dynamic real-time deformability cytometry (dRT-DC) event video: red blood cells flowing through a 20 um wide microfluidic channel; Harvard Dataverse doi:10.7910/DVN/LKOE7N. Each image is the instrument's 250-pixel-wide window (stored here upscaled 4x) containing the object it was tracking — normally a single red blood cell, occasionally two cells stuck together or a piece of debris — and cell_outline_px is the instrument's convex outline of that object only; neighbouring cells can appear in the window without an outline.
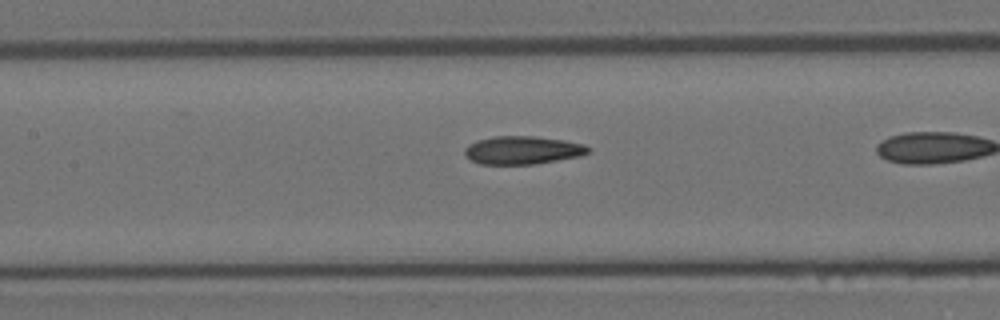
{"species": "Egyptian fruit bat (a non-hibernating species)", "species_latin": "Rousettus aegyptiacus", "temperature_condition": "room temperature", "stored_images_in_passage": 36, "camera_frame_rate_fps": 3000, "um_per_image_px": 0.085, "animal": {"sex": "female"}, "frame": {"image": 1, "passage_image": 20, "time_ms": 6.333, "image_size_px": [1000, 320], "cell_outline_px": [[592, 148], [588, 152], [580, 156], [532, 164], [480, 164], [472, 160], [464, 152], [464, 148], [468, 144], [476, 140], [496, 136], [536, 136], [564, 140], [584, 144]], "centroid_in_image_um": [44.42, 12.75], "position_along_channel_um": 163.0, "area_um2": 20.17}}
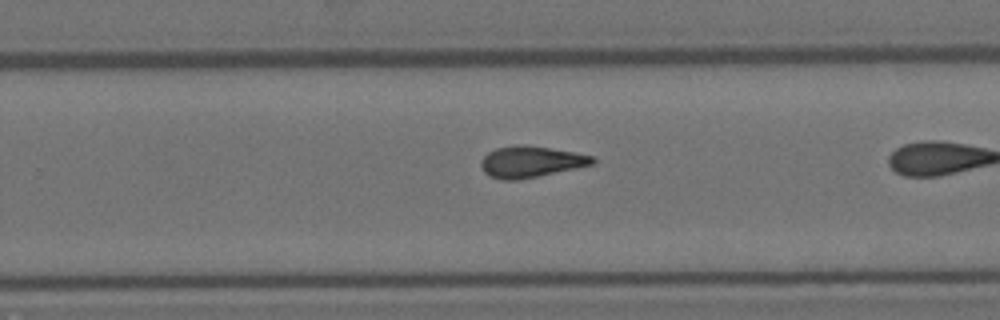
{"frame": {"image": 2, "passage_image": 29, "time_ms": 9.333, "image_size_px": [1000, 320], "cell_outline_px": [[596, 160], [592, 164], [576, 168], [516, 180], [500, 180], [488, 176], [484, 172], [480, 164], [480, 160], [488, 152], [496, 148], [516, 144], [524, 144], [572, 152], [592, 156]], "centroid_in_image_um": [45.04, 13.75], "position_along_channel_um": 284.8, "area_um2": 20.17}}
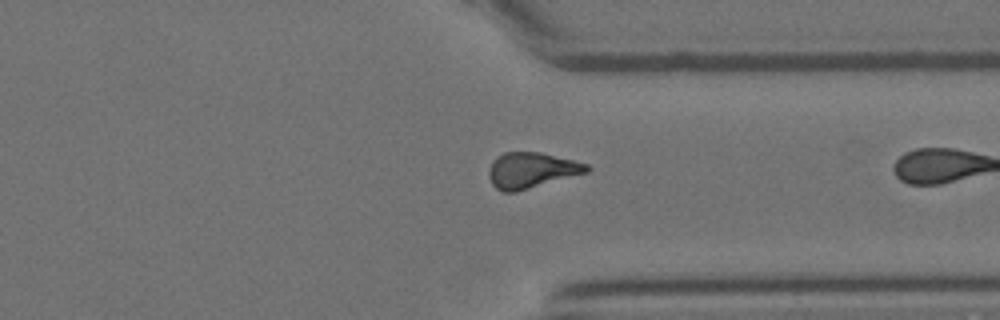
{"frame": {"image": 3, "passage_image": 35, "time_ms": 11.333, "image_size_px": [1000, 320], "cell_outline_px": [[592, 168], [588, 172], [516, 192], [504, 192], [496, 188], [492, 184], [488, 176], [488, 172], [492, 160], [496, 156], [504, 152], [540, 152], [588, 164]], "centroid_in_image_um": [45.15, 14.47], "position_along_channel_um": 366.3, "area_um2": 20.4}}